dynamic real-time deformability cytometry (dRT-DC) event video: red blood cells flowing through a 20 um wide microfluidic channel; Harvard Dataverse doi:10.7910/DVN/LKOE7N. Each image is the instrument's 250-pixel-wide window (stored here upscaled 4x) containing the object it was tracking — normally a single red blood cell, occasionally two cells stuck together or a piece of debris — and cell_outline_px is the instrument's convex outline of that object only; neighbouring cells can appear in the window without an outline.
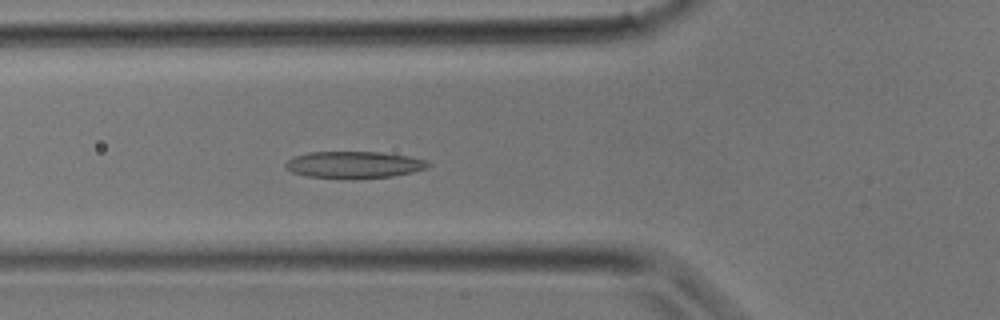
{"species": "common noctule bat (a hibernating species)", "species_latin": "Nyctalus noctula", "temperature_condition": "room temperature", "stored_images_in_passage": 16, "camera_frame_rate_fps": 3000, "um_per_image_px": 0.085, "animal": {"sex": "male", "body_mass_g": 17.9}, "frame": {"image": 1, "passage_image": 10, "time_ms": 3.0, "image_size_px": [1000, 320], "cell_outline_px": [[432, 164], [428, 168], [412, 172], [392, 176], [308, 176], [292, 172], [284, 164], [292, 156], [308, 152], [380, 152], [408, 156], [424, 160]], "centroid_in_image_um": [30.1, 13.95], "position_along_channel_um": 95.7, "area_um2": 21.33}}
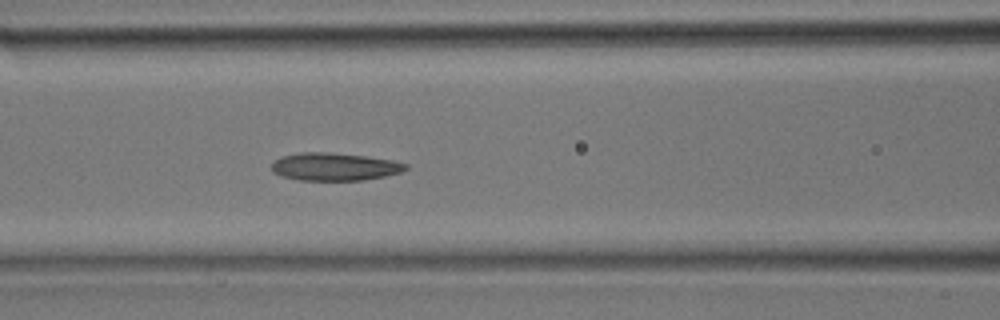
{"frame": {"image": 2, "passage_image": 12, "time_ms": 3.667, "image_size_px": [1000, 320], "cell_outline_px": [[408, 168], [400, 172], [384, 176], [364, 180], [300, 180], [280, 176], [272, 172], [272, 160], [280, 156], [300, 152], [332, 152], [364, 156], [392, 160], [408, 164]], "centroid_in_image_um": [28.38, 14.16], "position_along_channel_um": 138.2, "area_um2": 21.85}}
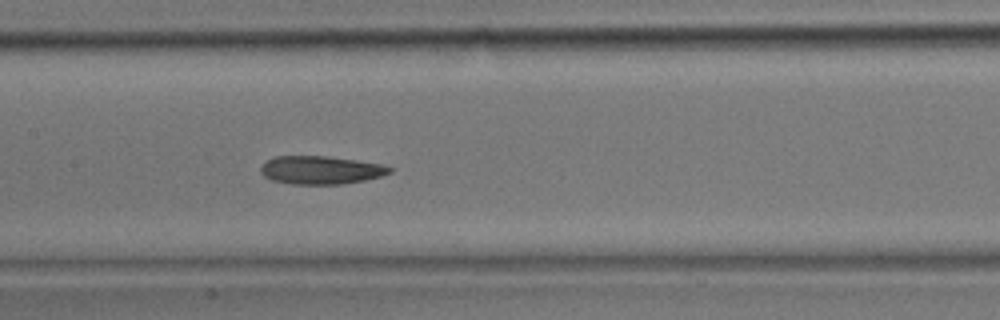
{"frame": {"image": 3, "passage_image": 14, "time_ms": 4.333, "image_size_px": [1000, 320], "cell_outline_px": [[392, 172], [380, 176], [364, 180], [344, 184], [292, 184], [272, 180], [264, 176], [260, 172], [260, 168], [268, 160], [276, 156], [324, 156], [356, 160], [384, 164], [392, 168]], "centroid_in_image_um": [27.28, 14.45], "position_along_channel_um": 180.1, "area_um2": 21.1}}